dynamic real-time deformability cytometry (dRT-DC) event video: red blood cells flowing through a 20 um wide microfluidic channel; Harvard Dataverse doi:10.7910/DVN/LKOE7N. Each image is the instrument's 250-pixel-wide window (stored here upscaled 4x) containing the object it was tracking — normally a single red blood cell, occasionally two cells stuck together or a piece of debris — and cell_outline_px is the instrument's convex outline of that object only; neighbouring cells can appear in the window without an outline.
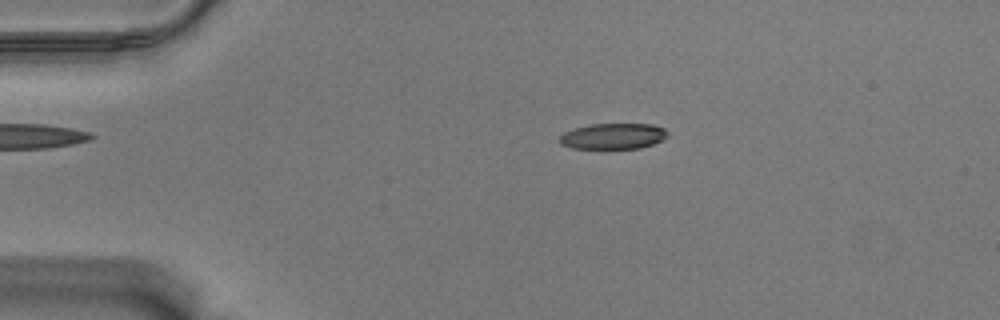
{"species": "Egyptian fruit bat (a non-hibernating species)", "species_latin": "Rousettus aegyptiacus", "temperature_condition": "warm", "stored_images_in_passage": 58, "camera_frame_rate_fps": 3000, "um_per_image_px": 0.085, "animal": {"sex": "male"}, "frame": {"image": 1, "passage_image": 12, "time_ms": 3.667, "image_size_px": [1000, 320], "cell_outline_px": [[668, 136], [664, 140], [640, 148], [608, 152], [604, 152], [572, 148], [560, 144], [560, 136], [564, 132], [588, 124], [652, 124], [664, 128], [668, 132]], "centroid_in_image_um": [52.11, 11.64], "position_along_channel_um": 32.9, "area_um2": 17.28}}
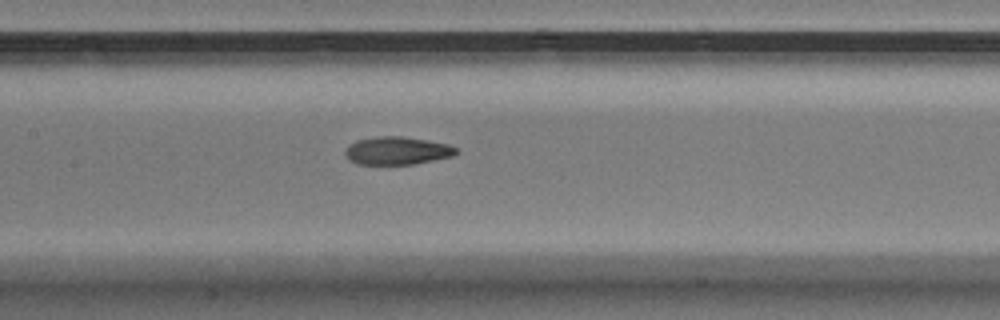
{"frame": {"image": 2, "passage_image": 28, "time_ms": 9.0, "image_size_px": [1000, 320], "cell_outline_px": [[456, 152], [452, 156], [412, 164], [356, 164], [348, 160], [344, 152], [356, 140], [376, 136], [400, 136], [448, 144], [456, 148]], "centroid_in_image_um": [33.71, 12.81], "position_along_channel_um": 173.7, "area_um2": 17.74}}
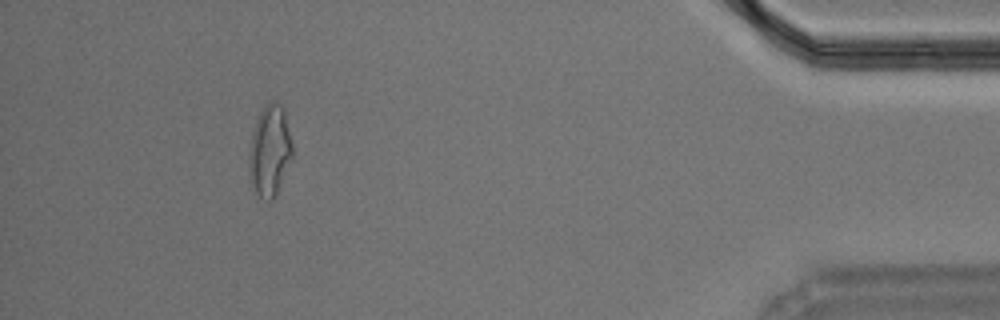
{"frame": {"image": 3, "passage_image": 53, "time_ms": 17.333, "image_size_px": [1000, 320], "cell_outline_px": [[292, 160], [272, 200], [268, 200], [260, 196], [256, 192], [248, 176], [248, 152], [252, 132], [256, 120], [260, 112], [272, 100], [280, 104], [284, 108], [292, 144]], "centroid_in_image_um": [22.91, 12.8], "position_along_channel_um": 412.3, "area_um2": 22.95}, "authors_computed_cell_mechanics": {"area_um2": 18.496, "velocity_mm_per_s": 3.5479, "shape_relaxation_time_tau1_ms": 6.2825, "shape_relaxation_time_tau2_ms": 2.334, "deformation_change_tau1": 0.2078, "deformation_change_tau2": 0.092}}